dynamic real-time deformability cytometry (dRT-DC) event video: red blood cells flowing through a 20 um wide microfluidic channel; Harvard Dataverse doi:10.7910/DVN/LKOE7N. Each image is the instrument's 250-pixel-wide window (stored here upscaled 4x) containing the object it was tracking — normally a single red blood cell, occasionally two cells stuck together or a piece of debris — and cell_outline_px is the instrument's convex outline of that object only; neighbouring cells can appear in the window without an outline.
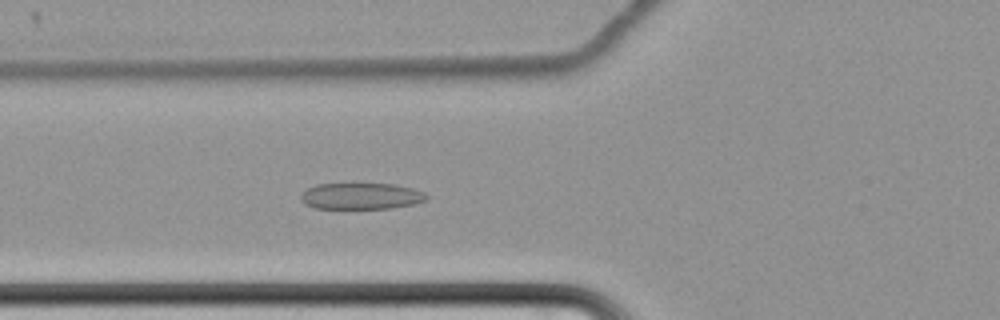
{"species": "common noctule bat (a hibernating species)", "species_latin": "Nyctalus noctula", "temperature_condition": "cold", "stored_images_in_passage": 55, "camera_frame_rate_fps": 3000, "um_per_image_px": 0.085, "animal": {"sex": "female", "body_mass_g": 22.7, "forearm_length_mm": 54.2}, "frame": {"image": 1, "passage_image": 17, "time_ms": 5.333, "image_size_px": [1000, 320], "cell_outline_px": [[428, 200], [416, 204], [392, 208], [316, 208], [304, 204], [300, 200], [300, 196], [308, 188], [316, 184], [396, 184], [412, 188], [424, 192], [428, 196]], "centroid_in_image_um": [30.73, 16.67], "position_along_channel_um": 95.1, "area_um2": 19.36}}
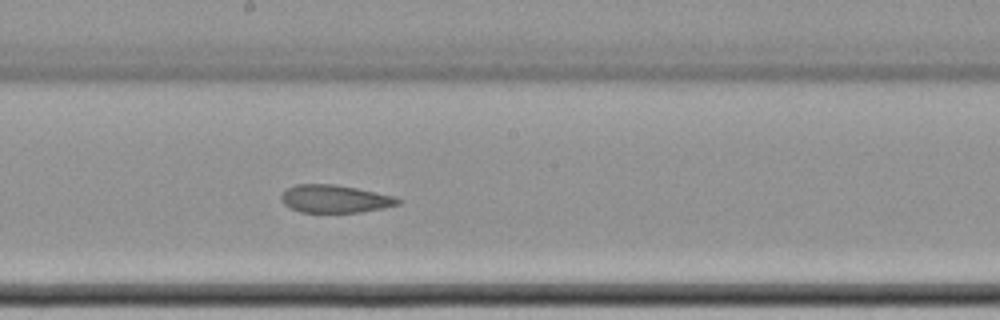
{"frame": {"image": 2, "passage_image": 28, "time_ms": 9.0, "image_size_px": [1000, 320], "cell_outline_px": [[400, 204], [360, 212], [300, 212], [284, 204], [280, 200], [280, 196], [288, 188], [296, 184], [332, 184], [356, 188], [392, 196], [400, 200]], "centroid_in_image_um": [28.41, 16.9], "position_along_channel_um": 219.8, "area_um2": 18.55}}
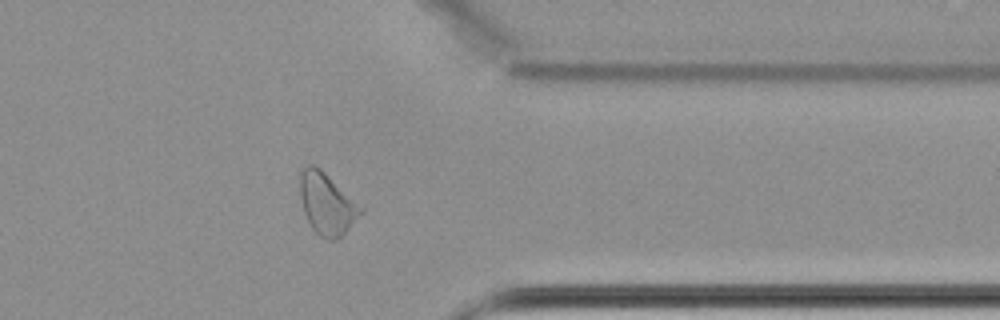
{"frame": {"image": 3, "passage_image": 43, "time_ms": 14.0, "image_size_px": [1000, 320], "cell_outline_px": [[364, 212], [336, 240], [328, 240], [320, 236], [312, 228], [304, 212], [300, 196], [300, 172], [308, 164], [312, 164], [320, 168], [364, 208]], "centroid_in_image_um": [27.79, 17.31], "position_along_channel_um": 383.6, "area_um2": 21.56}, "authors_computed_cell_mechanics": {"area_um2": 21.3282, "velocity_mm_per_s": 3.4056, "shape_relaxation_time_tau1_ms": null, "shape_relaxation_time_tau2_ms": 4.1557, "deformation_change_tau1": null, "deformation_change_tau2": 0.0882}}